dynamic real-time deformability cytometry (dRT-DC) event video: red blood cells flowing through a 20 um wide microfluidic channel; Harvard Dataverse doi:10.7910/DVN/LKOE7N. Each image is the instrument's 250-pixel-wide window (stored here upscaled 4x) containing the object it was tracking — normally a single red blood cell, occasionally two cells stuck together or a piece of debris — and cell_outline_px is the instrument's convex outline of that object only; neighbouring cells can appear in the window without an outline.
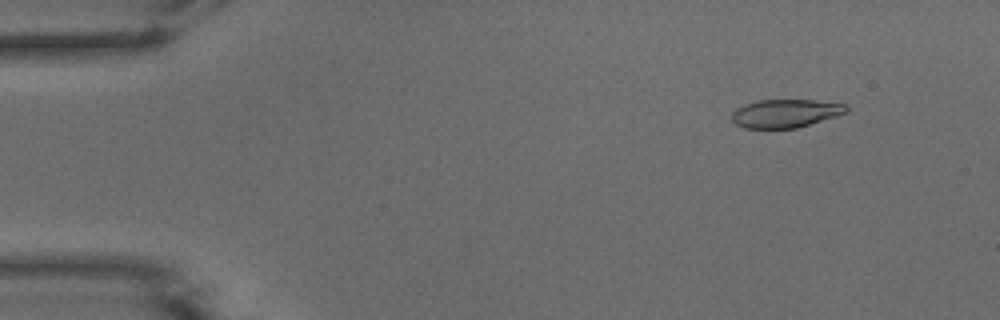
{"species": "common noctule bat (a hibernating species)", "species_latin": "Nyctalus noctula", "temperature_condition": "warm", "stored_images_in_passage": 52, "camera_frame_rate_fps": 3000, "um_per_image_px": 0.085, "animal": {"sex": "male", "body_mass_g": 15.6}, "frame": {"image": 1, "passage_image": 6, "time_ms": 1.667, "image_size_px": [1000, 320], "cell_outline_px": [[848, 112], [836, 116], [796, 128], [744, 128], [736, 124], [732, 120], [732, 112], [736, 108], [744, 104], [760, 100], [816, 100], [844, 104], [848, 108]], "centroid_in_image_um": [66.75, 9.63], "position_along_channel_um": 18.3, "area_um2": 18.79}}
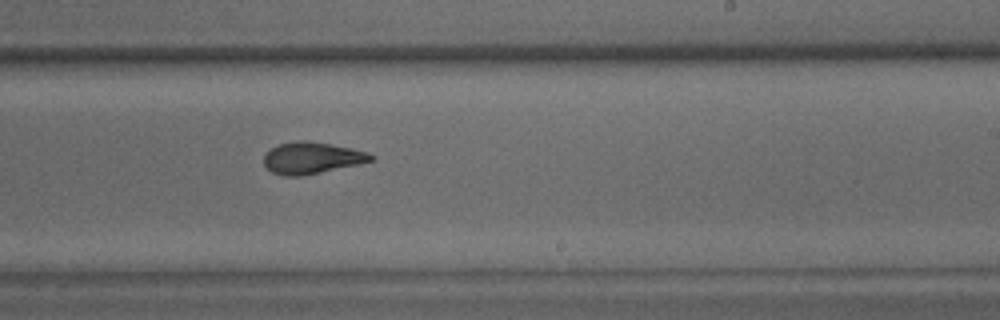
{"frame": {"image": 2, "passage_image": 32, "time_ms": 10.333, "image_size_px": [1000, 320], "cell_outline_px": [[376, 160], [320, 172], [300, 176], [284, 176], [272, 172], [264, 164], [264, 156], [276, 144], [296, 140], [304, 140], [332, 144], [352, 148], [368, 152], [376, 156]], "centroid_in_image_um": [26.52, 13.41], "position_along_channel_um": 262.5, "area_um2": 19.77}}
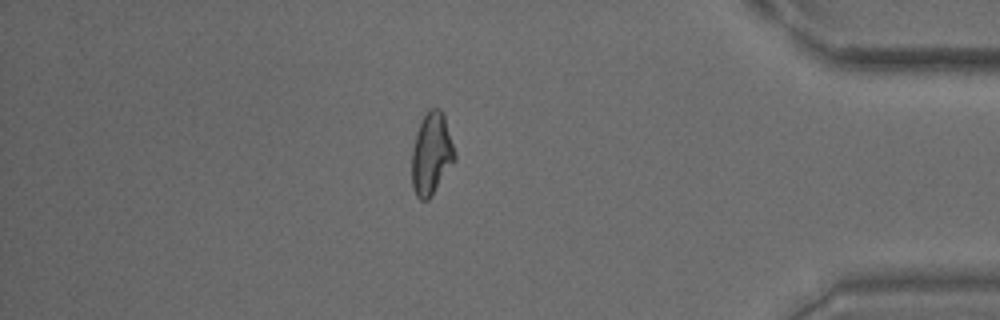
{"frame": {"image": 3, "passage_image": 45, "time_ms": 14.667, "image_size_px": [1000, 320], "cell_outline_px": [[456, 160], [428, 200], [420, 200], [416, 196], [412, 188], [412, 148], [416, 132], [428, 108], [440, 108], [444, 116], [456, 152]], "centroid_in_image_um": [36.67, 13.08], "position_along_channel_um": 398.5, "area_um2": 20.58}, "authors_computed_cell_mechanics": {"area_um2": 20.23, "velocity_mm_per_s": 3.9216, "shape_relaxation_time_tau1_ms": 4.5921, "shape_relaxation_time_tau2_ms": 1.6649, "deformation_change_tau1": 0.1901, "deformation_change_tau2": 0.095}}